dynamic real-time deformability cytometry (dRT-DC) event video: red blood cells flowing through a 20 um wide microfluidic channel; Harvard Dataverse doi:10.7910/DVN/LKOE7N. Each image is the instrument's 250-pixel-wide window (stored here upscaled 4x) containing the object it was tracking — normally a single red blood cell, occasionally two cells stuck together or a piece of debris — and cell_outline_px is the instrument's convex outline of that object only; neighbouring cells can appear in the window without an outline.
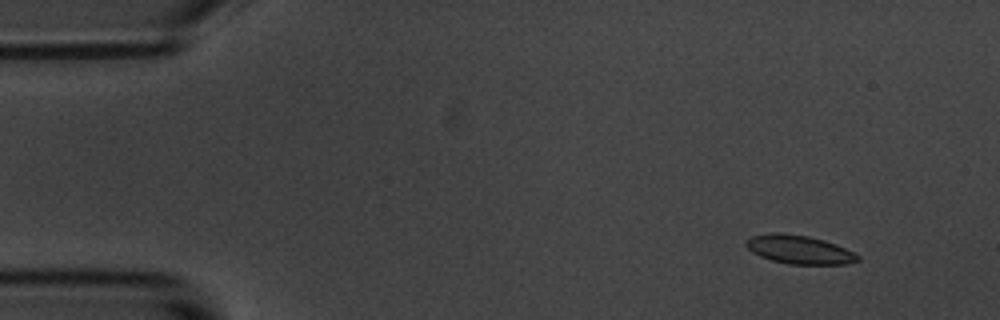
{"species": "common noctule bat (a hibernating species)", "species_latin": "Nyctalus noctula", "temperature_condition": "room temperature", "stored_images_in_passage": 5, "segment_of_instrument_passage": [1, 2], "camera_frame_rate_fps": 3000, "um_per_image_px": 0.085, "animal": {"sex": "male", "body_mass_g": 20.1, "forearm_length_mm": 53.5}, "frame": {"image": 1, "passage_image": 1, "time_ms": 0.0, "image_size_px": [1000, 320], "cell_outline_px": [[860, 260], [844, 264], [788, 264], [772, 260], [760, 256], [752, 252], [744, 244], [752, 236], [776, 232], [780, 232], [808, 236], [824, 240], [836, 244], [860, 256]], "centroid_in_image_um": [67.93, 21.21], "position_along_channel_um": 17.1, "area_um2": 18.44}}